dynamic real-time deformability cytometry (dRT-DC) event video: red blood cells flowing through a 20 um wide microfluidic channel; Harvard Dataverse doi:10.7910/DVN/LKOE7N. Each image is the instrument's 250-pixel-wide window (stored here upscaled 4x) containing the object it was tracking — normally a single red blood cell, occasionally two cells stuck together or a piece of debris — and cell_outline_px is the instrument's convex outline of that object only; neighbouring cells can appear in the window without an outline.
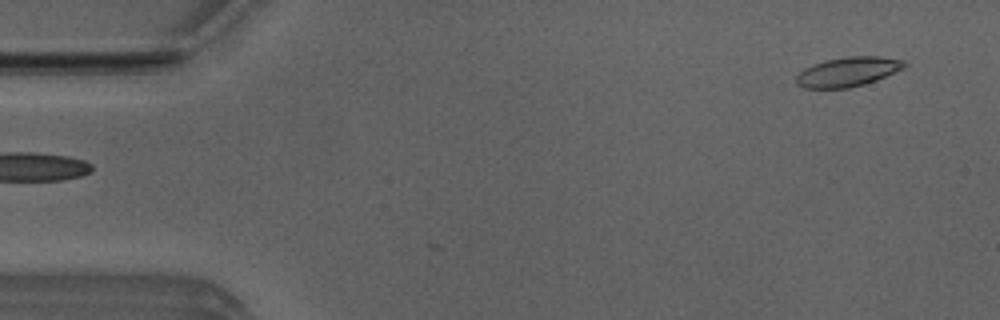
{"species": "Egyptian fruit bat (a non-hibernating species)", "species_latin": "Rousettus aegyptiacus", "temperature_condition": "room temperature", "stored_images_in_passage": 4, "camera_frame_rate_fps": 3000, "um_per_image_px": 0.085, "animal": {"sex": "male"}, "frame": {"image": 1, "passage_image": 1, "time_ms": 0.0, "image_size_px": [1000, 320], "cell_outline_px": [[908, 64], [904, 68], [876, 80], [864, 84], [848, 88], [804, 88], [796, 84], [796, 76], [804, 68], [812, 64], [824, 60], [848, 56], [880, 56], [904, 60]], "centroid_in_image_um": [72.06, 6.09], "position_along_channel_um": 12.9, "area_um2": 18.67}}